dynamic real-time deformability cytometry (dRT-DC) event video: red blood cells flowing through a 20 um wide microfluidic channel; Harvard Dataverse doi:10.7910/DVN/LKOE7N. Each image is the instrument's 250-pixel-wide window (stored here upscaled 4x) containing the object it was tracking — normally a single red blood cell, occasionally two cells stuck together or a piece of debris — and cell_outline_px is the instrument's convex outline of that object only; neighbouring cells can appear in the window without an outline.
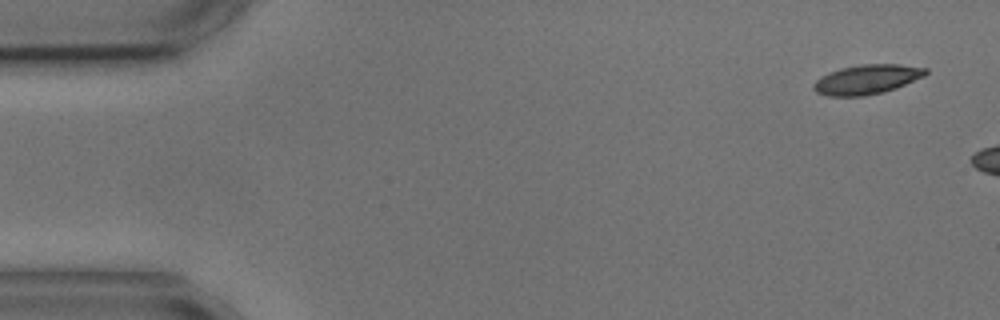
{"species": "common noctule bat (a hibernating species)", "species_latin": "Nyctalus noctula", "temperature_condition": "cold", "stored_images_in_passage": 2, "camera_frame_rate_fps": 3000, "um_per_image_px": 0.085, "animal": {"sex": "male", "body_mass_g": 17.9, "forearm_length_mm": 54.2}, "frame": {"image": 1, "passage_image": 1, "time_ms": 0.0, "image_size_px": [1000, 320], "cell_outline_px": [[928, 72], [924, 76], [896, 88], [884, 92], [864, 96], [828, 96], [816, 92], [812, 88], [812, 84], [816, 80], [840, 68], [860, 64], [900, 64], [928, 68]], "centroid_in_image_um": [73.7, 6.75], "position_along_channel_um": 11.3, "area_um2": 19.25}}